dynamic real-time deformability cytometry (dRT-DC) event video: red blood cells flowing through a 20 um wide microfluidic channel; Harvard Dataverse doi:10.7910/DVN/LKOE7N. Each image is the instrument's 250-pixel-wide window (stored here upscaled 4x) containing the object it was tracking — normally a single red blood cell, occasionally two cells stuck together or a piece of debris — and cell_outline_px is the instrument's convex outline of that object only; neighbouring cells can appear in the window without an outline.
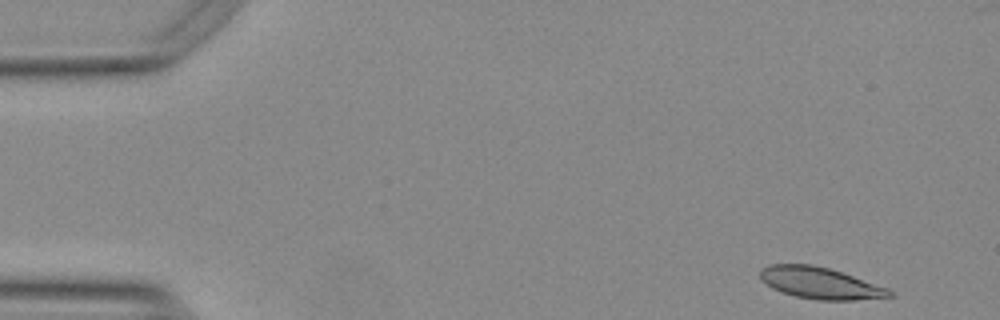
{"species": "Egyptian fruit bat (a non-hibernating species)", "species_latin": "Rousettus aegyptiacus", "temperature_condition": "warm", "stored_images_in_passage": 52, "camera_frame_rate_fps": 3000, "um_per_image_px": 0.085, "animal": {"sex": "female"}, "frame": {"image": 1, "passage_image": 2, "time_ms": 0.333, "image_size_px": [1000, 320], "cell_outline_px": [[892, 296], [852, 300], [820, 300], [796, 296], [780, 292], [772, 288], [760, 276], [760, 268], [772, 264], [812, 264], [828, 268], [888, 288], [892, 292]], "centroid_in_image_um": [69.68, 24.05], "position_along_channel_um": 15.3, "area_um2": 23.35}}
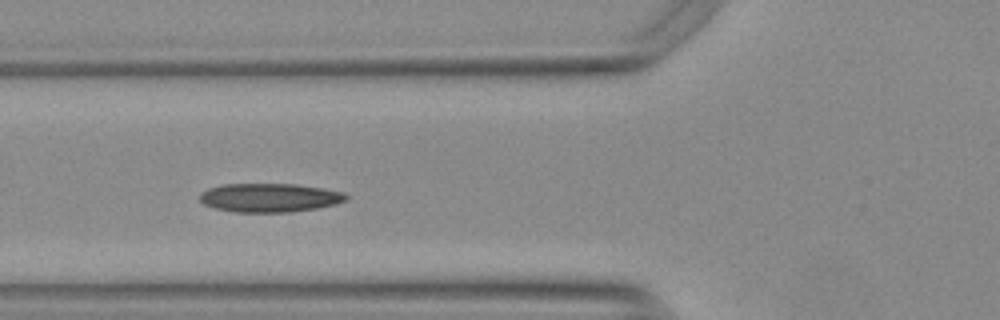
{"frame": {"image": 2, "passage_image": 18, "time_ms": 5.667, "image_size_px": [1000, 320], "cell_outline_px": [[348, 200], [336, 204], [316, 208], [292, 212], [232, 212], [212, 208], [204, 204], [200, 200], [200, 192], [208, 188], [224, 184], [296, 184], [344, 192], [348, 196]], "centroid_in_image_um": [22.9, 16.81], "position_along_channel_um": 102.9, "area_um2": 24.68}}
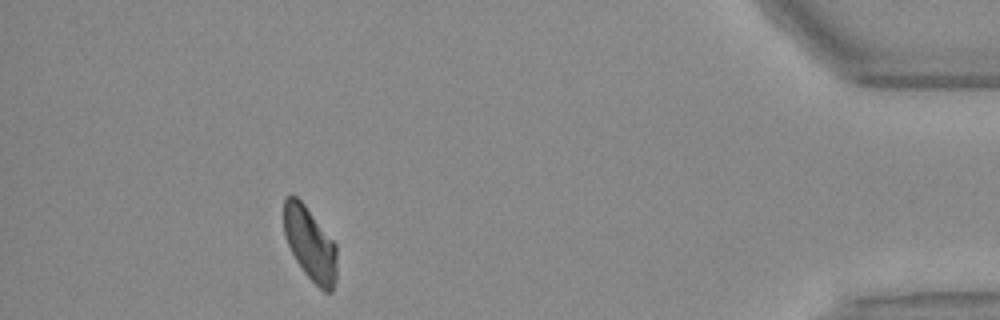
{"frame": {"image": 3, "passage_image": 47, "time_ms": 15.333, "image_size_px": [1000, 320], "cell_outline_px": [[336, 280], [332, 292], [324, 292], [304, 272], [296, 260], [288, 244], [284, 232], [284, 200], [288, 196], [296, 196], [304, 204], [336, 244]], "centroid_in_image_um": [26.37, 20.75], "position_along_channel_um": 408.8, "area_um2": 22.31}, "authors_computed_cell_mechanics": {"area_um2": 23.8714, "velocity_mm_per_s": 3.7547, "shape_relaxation_time_tau1_ms": 4.7624, "shape_relaxation_time_tau2_ms": 4.3774, "deformation_change_tau1": 0.1291, "deformation_change_tau2": 0.1121}}